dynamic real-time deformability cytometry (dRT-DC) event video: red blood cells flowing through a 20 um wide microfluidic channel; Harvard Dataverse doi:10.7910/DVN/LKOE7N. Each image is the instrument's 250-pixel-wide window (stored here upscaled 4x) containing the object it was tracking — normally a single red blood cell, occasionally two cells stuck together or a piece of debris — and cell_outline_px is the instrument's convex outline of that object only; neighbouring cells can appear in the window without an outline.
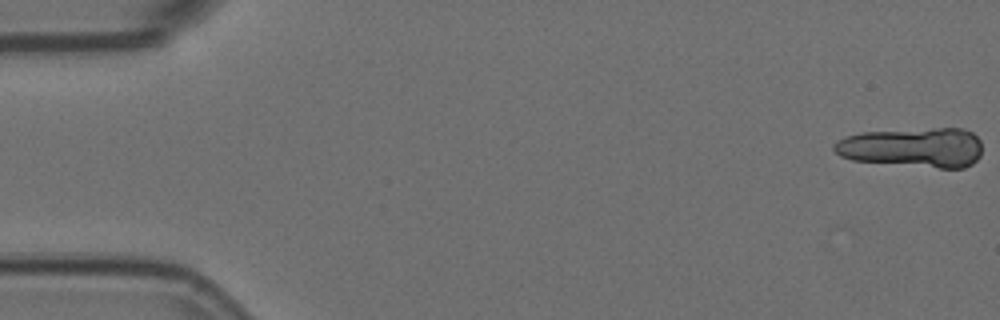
{"species": "Egyptian fruit bat (a non-hibernating species)", "species_latin": "Rousettus aegyptiacus", "temperature_condition": "room temperature", "stored_images_in_passage": 3, "camera_frame_rate_fps": 3000, "um_per_image_px": 0.085, "animal": {"sex": "female"}, "frame": {"image": 1, "passage_image": 1, "time_ms": 0.0, "image_size_px": [1000, 320], "cell_outline_px": [[980, 156], [972, 164], [964, 168], [940, 168], [852, 160], [840, 156], [832, 148], [832, 144], [844, 136], [864, 132], [932, 128], [964, 128], [972, 132], [980, 140]], "centroid_in_image_um": [77.59, 12.53], "position_along_channel_um": 7.4, "area_um2": 34.39}}